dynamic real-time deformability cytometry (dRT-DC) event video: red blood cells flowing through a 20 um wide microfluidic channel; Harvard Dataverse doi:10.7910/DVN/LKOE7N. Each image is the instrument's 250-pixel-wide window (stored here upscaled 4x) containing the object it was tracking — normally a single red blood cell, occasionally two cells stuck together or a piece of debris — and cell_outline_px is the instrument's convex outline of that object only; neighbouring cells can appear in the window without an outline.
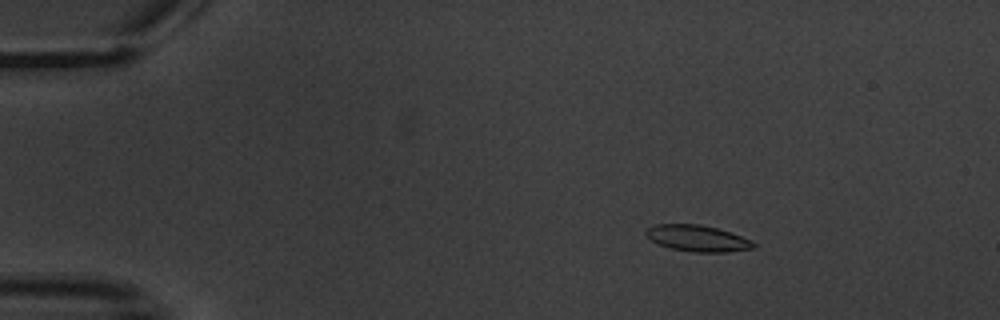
{"species": "common noctule bat (a hibernating species)", "species_latin": "Nyctalus noctula", "temperature_condition": "warm", "stored_images_in_passage": 5, "camera_frame_rate_fps": 3000, "um_per_image_px": 0.085, "animal": {"sex": "male", "body_mass_g": 20.1, "forearm_length_mm": 53.5}, "frame": {"image": 1, "passage_image": 2, "time_ms": 1.0, "image_size_px": [1000, 320], "cell_outline_px": [[756, 248], [728, 252], [692, 252], [672, 248], [660, 244], [652, 240], [644, 232], [648, 228], [656, 224], [700, 224], [732, 232], [752, 240], [756, 244]], "centroid_in_image_um": [59.35, 20.26], "position_along_channel_um": 25.6, "area_um2": 16.47}}
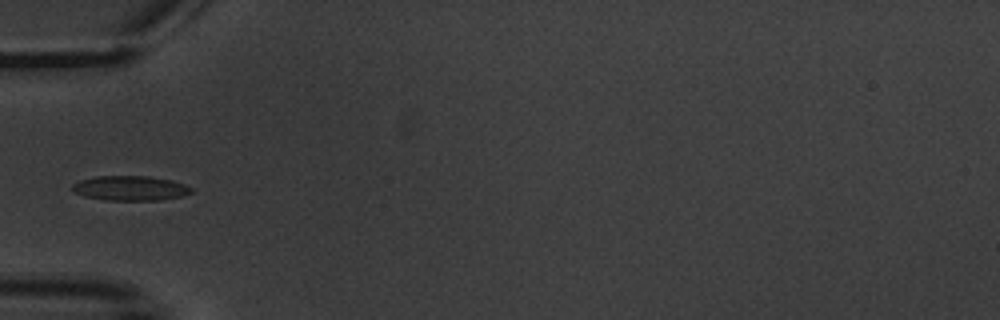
{"frame": {"image": 2, "passage_image": 5, "time_ms": 4.667, "image_size_px": [1000, 320], "cell_outline_px": [[192, 192], [180, 196], [160, 200], [104, 200], [84, 196], [76, 192], [72, 188], [72, 184], [80, 180], [96, 176], [148, 176], [172, 180], [184, 184], [192, 188]], "centroid_in_image_um": [11.07, 15.99], "position_along_channel_um": 73.9, "area_um2": 17.05}}